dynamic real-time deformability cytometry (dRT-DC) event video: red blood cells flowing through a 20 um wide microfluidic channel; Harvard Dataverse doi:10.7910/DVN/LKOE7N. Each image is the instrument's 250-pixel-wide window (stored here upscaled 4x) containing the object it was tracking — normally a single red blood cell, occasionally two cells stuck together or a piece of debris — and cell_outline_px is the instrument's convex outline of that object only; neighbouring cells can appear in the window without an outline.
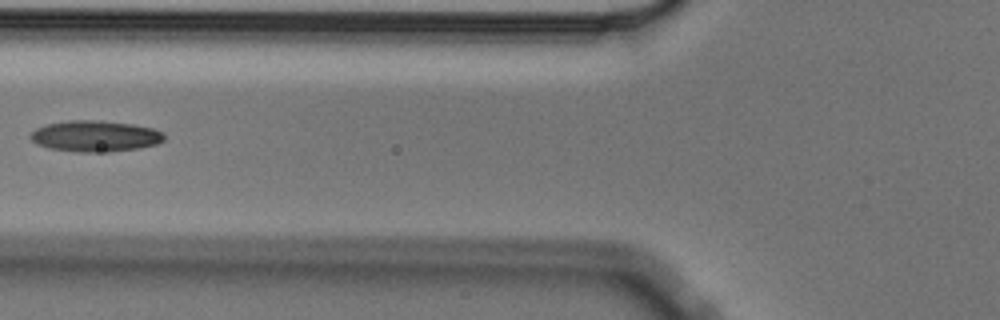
{"species": "Egyptian fruit bat (a non-hibernating species)", "species_latin": "Rousettus aegyptiacus", "temperature_condition": "cold", "stored_images_in_passage": 2, "camera_frame_rate_fps": 3000, "um_per_image_px": 0.085, "animal": {"sex": "male"}, "frame": {"image": 1, "passage_image": 2, "time_ms": 0.333, "image_size_px": [1000, 320], "cell_outline_px": [[164, 140], [156, 144], [140, 148], [108, 152], [76, 152], [48, 148], [36, 144], [28, 136], [36, 128], [44, 124], [68, 120], [100, 120], [132, 124], [152, 128], [164, 132]], "centroid_in_image_um": [8.06, 11.57], "position_along_channel_um": 117.7, "area_um2": 24.51}}